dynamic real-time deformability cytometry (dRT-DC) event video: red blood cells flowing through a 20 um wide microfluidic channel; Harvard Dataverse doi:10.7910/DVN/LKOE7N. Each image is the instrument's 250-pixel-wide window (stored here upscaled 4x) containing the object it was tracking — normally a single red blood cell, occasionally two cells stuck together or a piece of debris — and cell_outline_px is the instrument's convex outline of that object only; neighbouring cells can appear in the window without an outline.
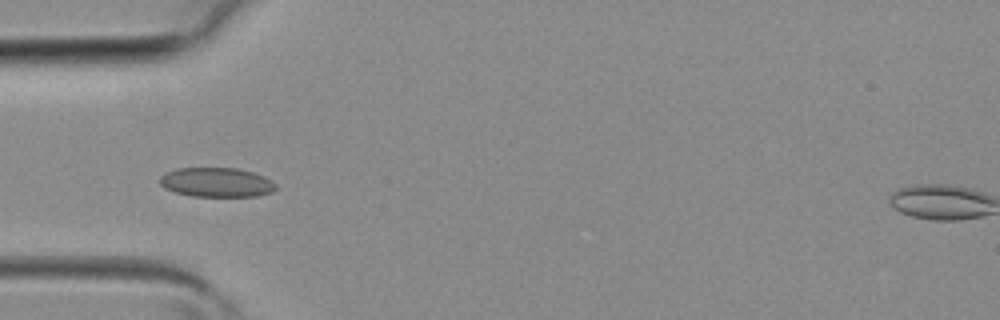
{"species": "common noctule bat (a hibernating species)", "species_latin": "Nyctalus noctula", "temperature_condition": "room temperature", "stored_images_in_passage": 5, "camera_frame_rate_fps": 3000, "um_per_image_px": 0.085, "animal": {"sex": "female", "body_mass_g": 19.3, "forearm_length_mm": 54.1}, "frame": {"image": 1, "passage_image": 4, "time_ms": 1.0, "image_size_px": [1000, 320], "cell_outline_px": [[276, 188], [272, 192], [256, 196], [192, 196], [176, 192], [164, 188], [160, 184], [160, 176], [164, 172], [176, 168], [236, 168], [252, 172], [264, 176], [272, 180], [276, 184]], "centroid_in_image_um": [18.39, 15.49], "position_along_channel_um": 66.6, "area_um2": 19.94}}
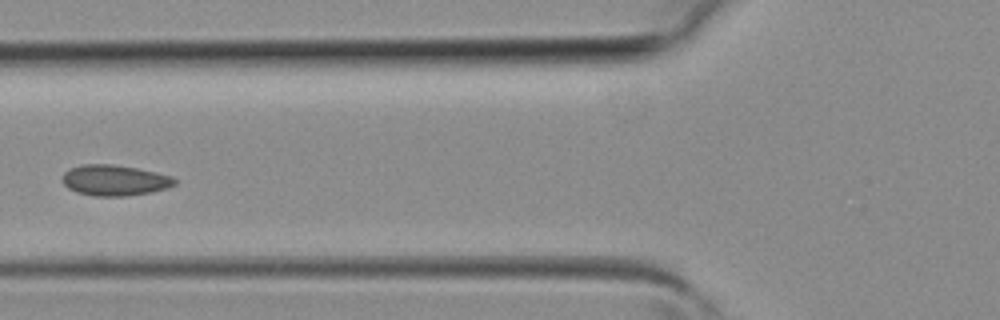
{"frame": {"image": 2, "passage_image": 5, "time_ms": 1.333, "image_size_px": [1000, 320], "cell_outline_px": [[176, 184], [152, 192], [124, 196], [92, 196], [76, 192], [68, 188], [60, 180], [64, 172], [68, 168], [80, 164], [112, 164], [136, 168], [156, 172], [172, 176], [176, 180]], "centroid_in_image_um": [9.68, 15.32], "position_along_channel_um": 116.1, "area_um2": 20.29}}